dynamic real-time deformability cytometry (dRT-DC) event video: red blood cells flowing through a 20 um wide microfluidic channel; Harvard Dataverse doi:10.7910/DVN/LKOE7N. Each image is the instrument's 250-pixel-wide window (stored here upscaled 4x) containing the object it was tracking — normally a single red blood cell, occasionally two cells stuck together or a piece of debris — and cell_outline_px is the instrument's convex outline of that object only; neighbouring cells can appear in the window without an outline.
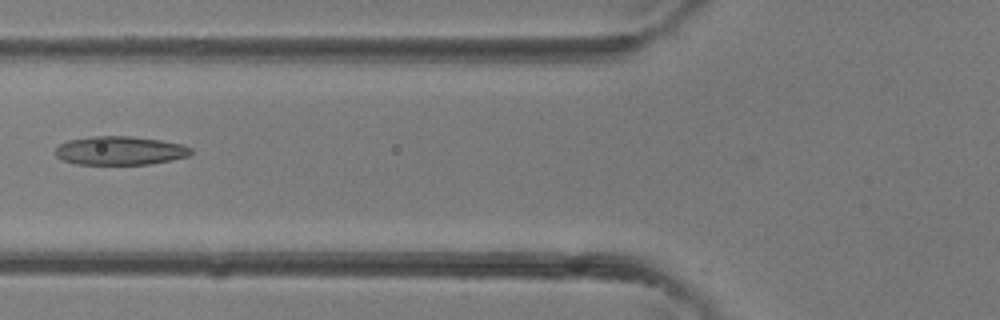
{"species": "common noctule bat (a hibernating species)", "species_latin": "Nyctalus noctula", "temperature_condition": "room temperature", "stored_images_in_passage": 4, "camera_frame_rate_fps": 3000, "um_per_image_px": 0.085, "animal": {"sex": "female"}, "frame": {"image": 1, "passage_image": 4, "time_ms": 1.0, "image_size_px": [1000, 320], "cell_outline_px": [[192, 152], [188, 156], [172, 160], [152, 164], [76, 164], [64, 160], [56, 156], [56, 148], [60, 144], [68, 140], [92, 136], [132, 136], [160, 140], [184, 144], [192, 148]], "centroid_in_image_um": [10.24, 12.8], "position_along_channel_um": 115.6, "area_um2": 22.72}}